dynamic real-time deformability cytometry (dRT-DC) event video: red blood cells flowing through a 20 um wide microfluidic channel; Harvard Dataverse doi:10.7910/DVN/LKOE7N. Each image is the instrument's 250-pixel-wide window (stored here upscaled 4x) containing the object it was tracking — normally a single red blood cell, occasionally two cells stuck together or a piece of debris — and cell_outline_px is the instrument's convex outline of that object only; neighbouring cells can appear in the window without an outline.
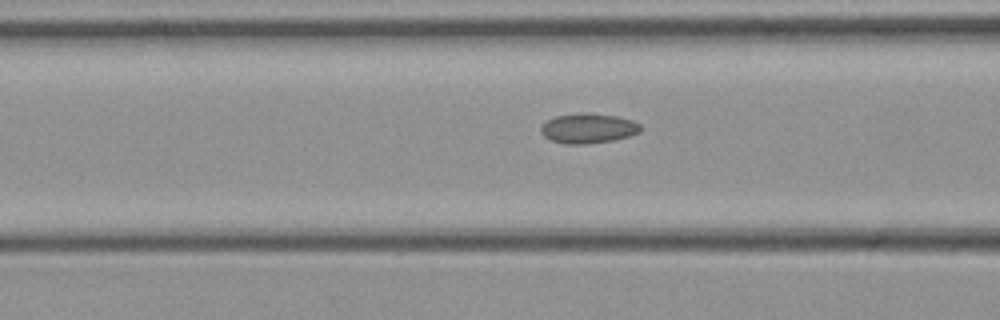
{"species": "common noctule bat (a hibernating species)", "species_latin": "Nyctalus noctula", "temperature_condition": "cold", "stored_images_in_passage": 31, "camera_frame_rate_fps": 3000, "um_per_image_px": 0.085, "animal": {"sex": "female", "body_mass_g": 21.9}, "frame": {"image": 1, "passage_image": 13, "time_ms": 4.0, "image_size_px": [1000, 320], "cell_outline_px": [[640, 132], [628, 136], [612, 140], [584, 144], [564, 144], [552, 140], [544, 136], [540, 132], [540, 128], [548, 120], [556, 116], [584, 112], [616, 116], [632, 120], [640, 124]], "centroid_in_image_um": [49.99, 10.9], "position_along_channel_um": 116.6, "area_um2": 17.17}}
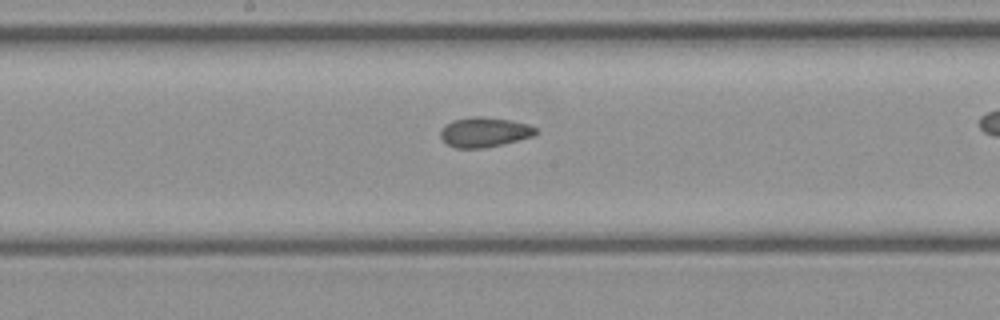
{"frame": {"image": 2, "passage_image": 19, "time_ms": 6.0, "image_size_px": [1000, 320], "cell_outline_px": [[536, 132], [532, 136], [484, 148], [456, 148], [448, 144], [440, 136], [440, 128], [444, 124], [452, 120], [472, 116], [480, 116], [508, 120], [528, 124], [536, 128]], "centroid_in_image_um": [41.1, 11.22], "position_along_channel_um": 207.1, "area_um2": 16.36}}
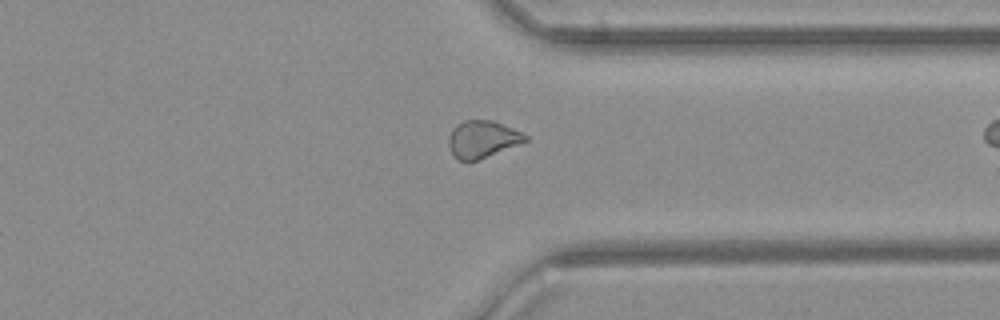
{"frame": {"image": 3, "passage_image": 30, "time_ms": 9.667, "image_size_px": [1000, 320], "cell_outline_px": [[528, 140], [520, 144], [468, 164], [460, 160], [452, 152], [448, 144], [448, 136], [452, 128], [456, 124], [464, 120], [492, 120], [512, 128], [528, 136]], "centroid_in_image_um": [40.98, 11.85], "position_along_channel_um": 370.4, "area_um2": 16.76}}